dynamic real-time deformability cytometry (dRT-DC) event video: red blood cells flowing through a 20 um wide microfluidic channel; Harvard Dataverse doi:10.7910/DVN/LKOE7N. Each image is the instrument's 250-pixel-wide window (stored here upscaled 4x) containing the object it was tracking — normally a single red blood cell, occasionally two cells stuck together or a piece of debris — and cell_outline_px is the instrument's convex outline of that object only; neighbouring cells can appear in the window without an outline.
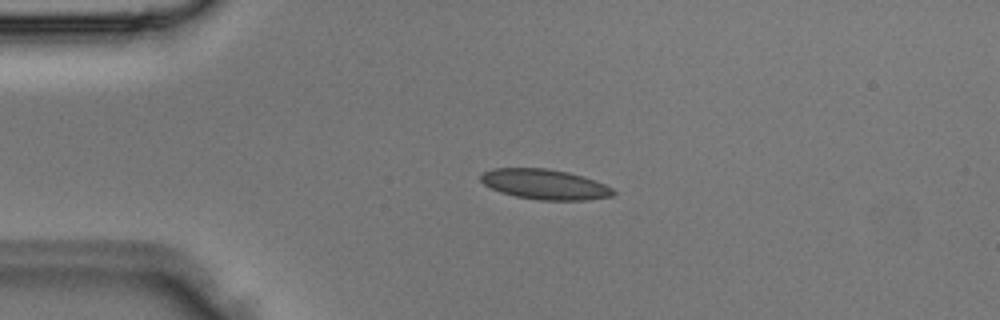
{"species": "Egyptian fruit bat (a non-hibernating species)", "species_latin": "Rousettus aegyptiacus", "temperature_condition": "room temperature", "stored_images_in_passage": 2, "camera_frame_rate_fps": 3000, "um_per_image_px": 0.085, "animal": {"sex": "male"}, "frame": {"image": 1, "passage_image": 2, "time_ms": 0.333, "image_size_px": [1000, 320], "cell_outline_px": [[616, 192], [612, 196], [588, 200], [540, 200], [516, 196], [500, 192], [484, 184], [480, 180], [480, 176], [484, 172], [492, 168], [548, 168], [568, 172], [604, 184], [612, 188]], "centroid_in_image_um": [46.29, 15.67], "position_along_channel_um": 38.7, "area_um2": 23.12}}